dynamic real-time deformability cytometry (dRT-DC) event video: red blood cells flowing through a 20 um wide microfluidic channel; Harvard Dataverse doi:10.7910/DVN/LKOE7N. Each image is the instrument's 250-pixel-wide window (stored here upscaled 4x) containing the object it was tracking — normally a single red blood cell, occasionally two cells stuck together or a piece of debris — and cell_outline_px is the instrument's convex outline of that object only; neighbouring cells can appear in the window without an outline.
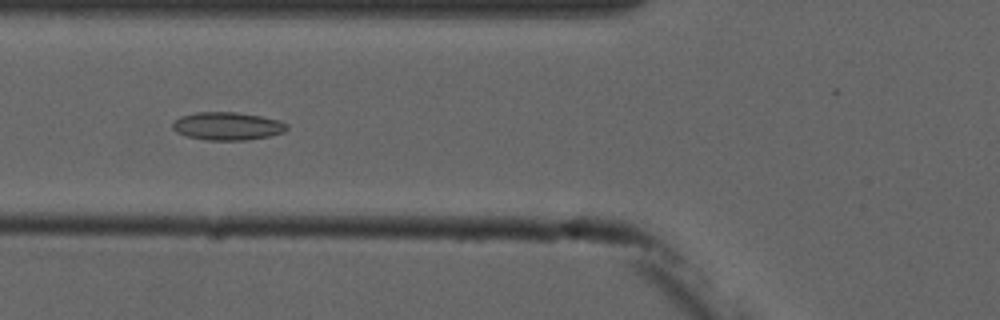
{"species": "common noctule bat (a hibernating species)", "species_latin": "Nyctalus noctula", "temperature_condition": "cold", "stored_images_in_passage": 7, "camera_frame_rate_fps": 3000, "um_per_image_px": 0.085, "animal": {"sex": "male", "forearm_length_mm": 52.5}, "frame": {"image": 1, "passage_image": 6, "time_ms": 5.667, "image_size_px": [1000, 320], "cell_outline_px": [[288, 128], [284, 132], [268, 136], [248, 140], [208, 140], [184, 136], [176, 132], [172, 128], [172, 124], [180, 116], [196, 112], [236, 112], [260, 116], [280, 120], [288, 124]], "centroid_in_image_um": [19.32, 10.72], "position_along_channel_um": 106.5, "area_um2": 18.73}}
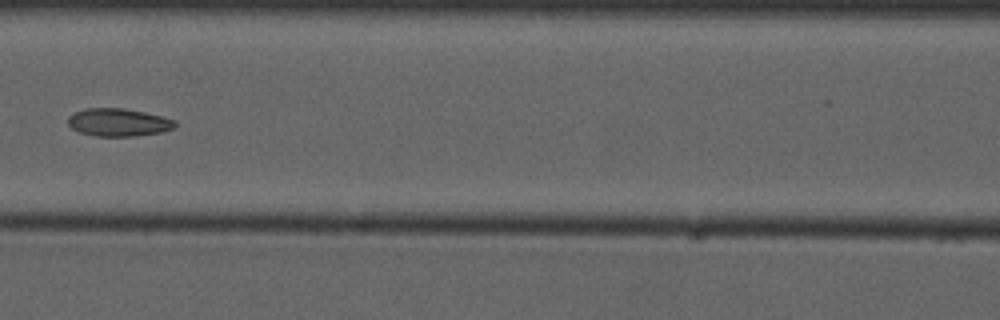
{"frame": {"image": 2, "passage_image": 7, "time_ms": 7.0, "image_size_px": [1000, 320], "cell_outline_px": [[176, 128], [160, 132], [136, 136], [96, 136], [80, 132], [72, 128], [68, 124], [68, 116], [84, 108], [124, 108], [144, 112], [176, 120]], "centroid_in_image_um": [10.07, 10.4], "position_along_channel_um": 156.5, "area_um2": 17.34}}